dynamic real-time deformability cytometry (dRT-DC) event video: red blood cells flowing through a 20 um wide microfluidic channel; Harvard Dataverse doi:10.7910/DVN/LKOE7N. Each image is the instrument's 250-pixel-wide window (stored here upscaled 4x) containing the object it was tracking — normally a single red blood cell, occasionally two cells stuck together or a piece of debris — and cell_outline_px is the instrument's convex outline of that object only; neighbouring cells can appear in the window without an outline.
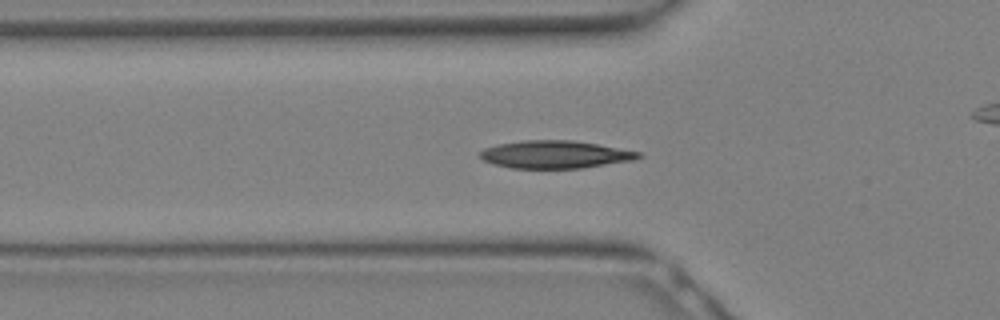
{"species": "Egyptian fruit bat (a non-hibernating species)", "species_latin": "Rousettus aegyptiacus", "temperature_condition": "warm", "stored_images_in_passage": 19, "camera_frame_rate_fps": 3000, "um_per_image_px": 0.085, "animal": {"sex": "female"}, "frame": {"image": 1, "passage_image": 9, "time_ms": 2.667, "image_size_px": [1000, 320], "cell_outline_px": [[644, 156], [632, 160], [580, 168], [512, 168], [492, 164], [484, 160], [480, 156], [480, 152], [484, 148], [496, 144], [524, 140], [572, 140], [596, 144], [640, 152]], "centroid_in_image_um": [47.14, 13.12], "position_along_channel_um": 78.7, "area_um2": 25.37}}
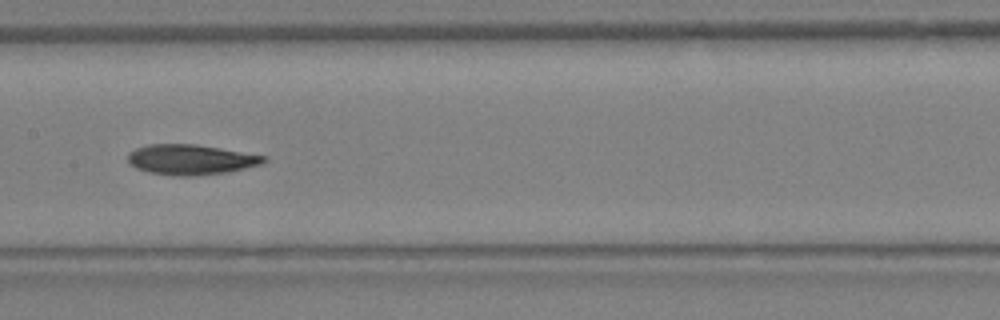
{"frame": {"image": 2, "passage_image": 14, "time_ms": 4.333, "image_size_px": [1000, 320], "cell_outline_px": [[268, 160], [260, 164], [244, 168], [224, 172], [192, 176], [180, 176], [152, 172], [136, 168], [128, 160], [128, 152], [136, 148], [148, 144], [196, 144], [268, 156]], "centroid_in_image_um": [16.23, 13.55], "position_along_channel_um": 191.2, "area_um2": 23.64}}
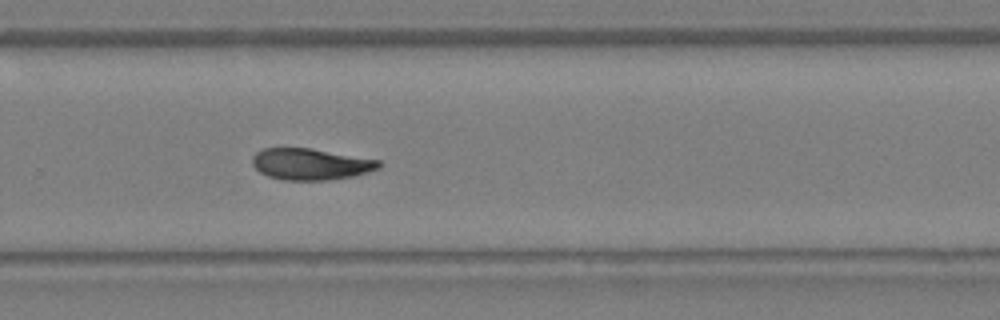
{"frame": {"image": 3, "passage_image": 19, "time_ms": 6.0, "image_size_px": [1000, 320], "cell_outline_px": [[384, 164], [380, 168], [368, 172], [352, 176], [328, 180], [284, 180], [268, 176], [260, 172], [252, 164], [252, 156], [256, 152], [264, 148], [312, 148], [380, 160]], "centroid_in_image_um": [26.43, 13.94], "position_along_channel_um": 303.4, "area_um2": 23.29}}